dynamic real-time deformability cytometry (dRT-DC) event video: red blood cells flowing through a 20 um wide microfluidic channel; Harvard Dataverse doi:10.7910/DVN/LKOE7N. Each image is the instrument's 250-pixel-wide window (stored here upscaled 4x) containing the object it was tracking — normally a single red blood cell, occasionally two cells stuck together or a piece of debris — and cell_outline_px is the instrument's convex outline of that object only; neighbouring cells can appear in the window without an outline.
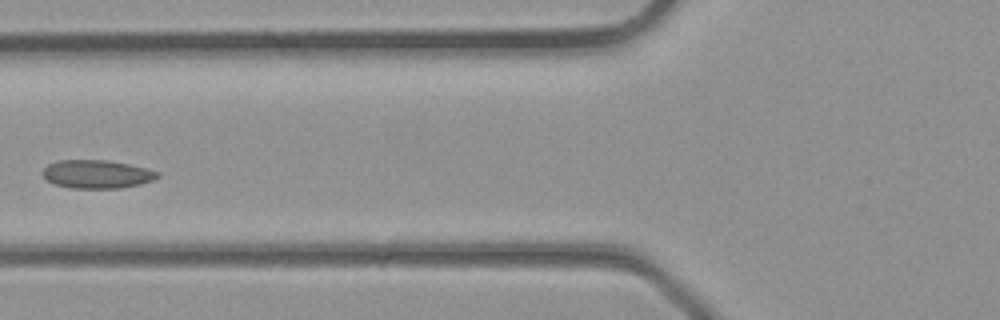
{"species": "common noctule bat (a hibernating species)", "species_latin": "Nyctalus noctula", "temperature_condition": "room temperature", "stored_images_in_passage": 2, "camera_frame_rate_fps": 3000, "um_per_image_px": 0.085, "animal": {"sex": "male", "body_mass_g": 23.1, "forearm_length_mm": 52.7}, "frame": {"image": 1, "passage_image": 2, "time_ms": 0.333, "image_size_px": [1000, 320], "cell_outline_px": [[160, 176], [152, 180], [140, 184], [120, 188], [72, 188], [56, 184], [48, 180], [40, 172], [48, 164], [60, 160], [108, 160], [148, 168], [160, 172]], "centroid_in_image_um": [8.26, 14.79], "position_along_channel_um": 117.5, "area_um2": 18.96}}